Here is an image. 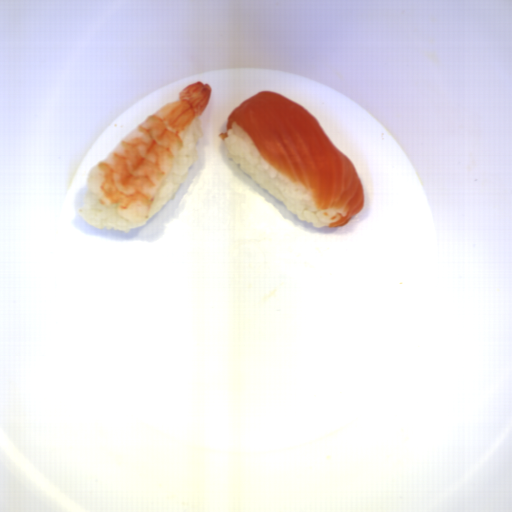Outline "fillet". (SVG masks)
Masks as SVG:
<instances>
[{
	"label": "fillet",
	"instance_id": "obj_1",
	"mask_svg": "<svg viewBox=\"0 0 512 512\" xmlns=\"http://www.w3.org/2000/svg\"><path fill=\"white\" fill-rule=\"evenodd\" d=\"M236 123L261 159L290 183L304 189L315 210L342 209L328 228L347 225L365 210L366 191L351 161L304 106L273 90L257 92L228 113L225 141Z\"/></svg>",
	"mask_w": 512,
	"mask_h": 512
}]
</instances>
